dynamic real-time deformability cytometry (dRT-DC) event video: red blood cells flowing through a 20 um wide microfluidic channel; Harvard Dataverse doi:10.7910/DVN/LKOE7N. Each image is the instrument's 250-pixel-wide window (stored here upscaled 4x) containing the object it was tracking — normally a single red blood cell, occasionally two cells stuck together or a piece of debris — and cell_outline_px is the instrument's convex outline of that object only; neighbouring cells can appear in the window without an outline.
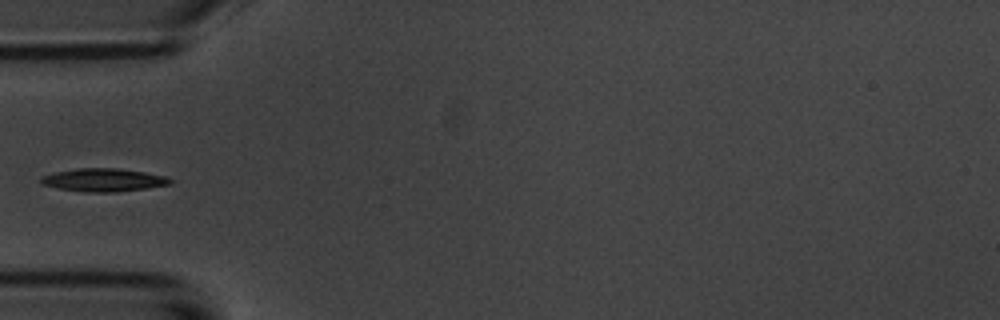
{"species": "common noctule bat (a hibernating species)", "species_latin": "Nyctalus noctula", "temperature_condition": "room temperature", "stored_images_in_passage": 7, "camera_frame_rate_fps": 3000, "um_per_image_px": 0.085, "animal": {"sex": "male", "body_mass_g": 20.1, "forearm_length_mm": 53.5}, "frame": {"image": 1, "passage_image": 4, "time_ms": 4.0, "image_size_px": [1000, 320], "cell_outline_px": [[172, 184], [148, 188], [116, 192], [84, 192], [60, 188], [44, 184], [40, 180], [40, 176], [56, 172], [76, 168], [120, 168], [144, 172], [164, 176], [172, 180]], "centroid_in_image_um": [8.82, 15.29], "position_along_channel_um": 76.2, "area_um2": 17.28}}
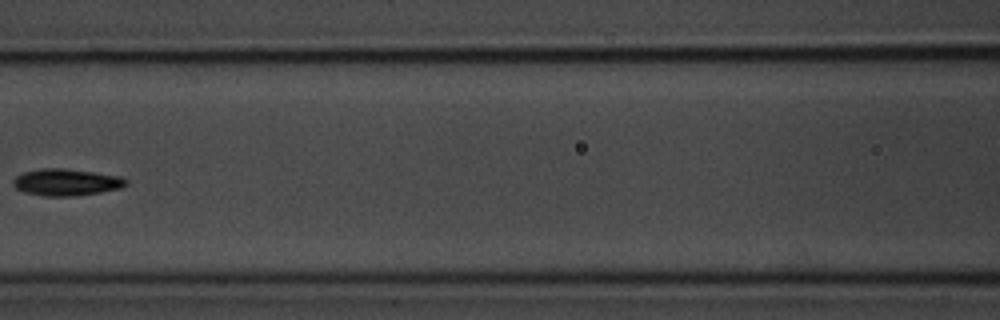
{"frame": {"image": 2, "passage_image": 6, "time_ms": 6.333, "image_size_px": [1000, 320], "cell_outline_px": [[128, 184], [120, 188], [100, 192], [76, 196], [44, 196], [24, 192], [16, 188], [12, 184], [12, 180], [16, 176], [24, 172], [40, 168], [64, 168], [120, 176], [128, 180]], "centroid_in_image_um": [5.62, 15.49], "position_along_channel_um": 161.0, "area_um2": 17.69}}
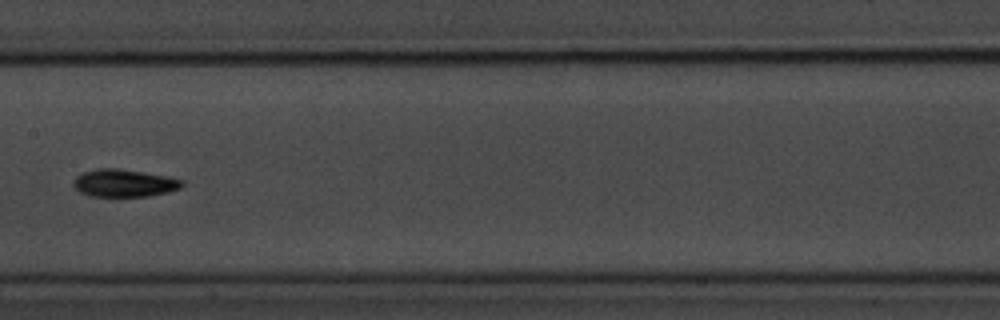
{"frame": {"image": 3, "passage_image": 7, "time_ms": 7.333, "image_size_px": [1000, 320], "cell_outline_px": [[184, 184], [180, 188], [168, 192], [148, 196], [88, 196], [80, 192], [72, 184], [76, 176], [84, 172], [96, 168], [116, 168], [168, 176], [184, 180]], "centroid_in_image_um": [10.55, 15.56], "position_along_channel_um": 196.8, "area_um2": 17.46}}